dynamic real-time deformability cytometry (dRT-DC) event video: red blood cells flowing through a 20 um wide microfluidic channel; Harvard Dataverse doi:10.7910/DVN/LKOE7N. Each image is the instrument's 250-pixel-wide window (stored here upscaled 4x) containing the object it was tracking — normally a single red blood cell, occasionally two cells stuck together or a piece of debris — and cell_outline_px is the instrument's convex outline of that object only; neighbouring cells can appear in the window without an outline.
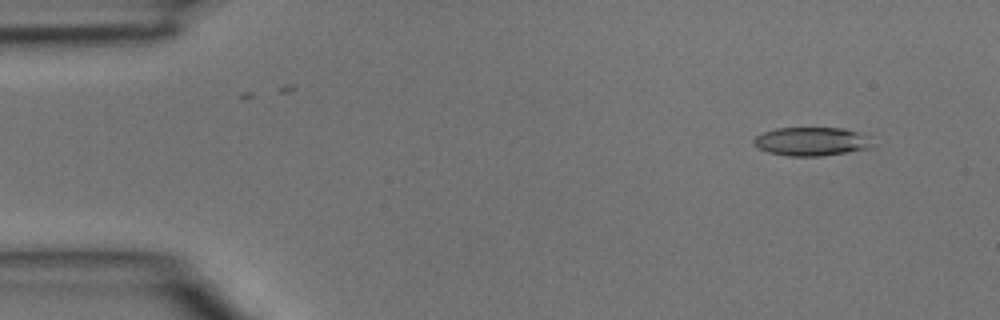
{"species": "common noctule bat (a hibernating species)", "species_latin": "Nyctalus noctula", "temperature_condition": "room temperature", "stored_images_in_passage": 3, "camera_frame_rate_fps": 3000, "um_per_image_px": 0.085, "animal": {"sex": "male", "body_mass_g": 15.6}, "frame": {"image": 1, "passage_image": 1, "time_ms": 0.0, "image_size_px": [1000, 320], "cell_outline_px": [[872, 144], [868, 148], [820, 156], [788, 156], [768, 152], [760, 148], [752, 140], [756, 136], [764, 132], [776, 128], [840, 128], [856, 132], [864, 136]], "centroid_in_image_um": [68.9, 12.02], "position_along_channel_um": 16.1, "area_um2": 19.19}}